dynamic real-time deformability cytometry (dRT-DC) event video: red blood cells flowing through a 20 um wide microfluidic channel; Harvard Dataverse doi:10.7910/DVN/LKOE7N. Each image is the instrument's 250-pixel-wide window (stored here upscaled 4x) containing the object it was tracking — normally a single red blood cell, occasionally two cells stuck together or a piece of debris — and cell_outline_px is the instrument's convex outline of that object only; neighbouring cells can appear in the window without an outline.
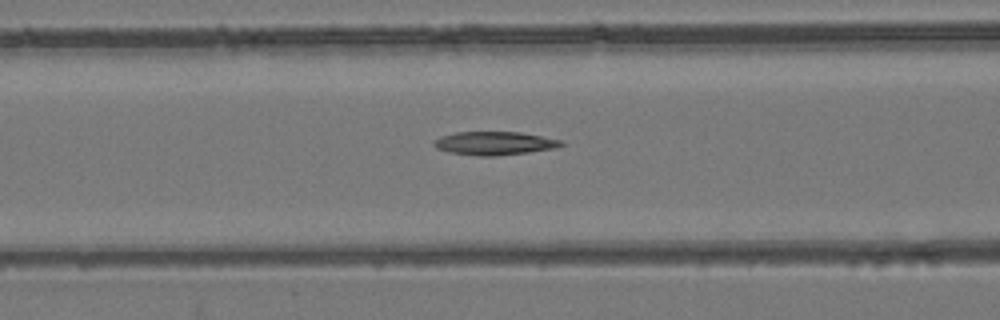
{"species": "common noctule bat (a hibernating species)", "species_latin": "Nyctalus noctula", "temperature_condition": "room temperature", "stored_images_in_passage": 53, "camera_frame_rate_fps": 3000, "um_per_image_px": 0.085, "animal": {"sex": "female", "body_mass_g": 24.6, "forearm_length_mm": 56.2}, "frame": {"image": 1, "passage_image": 21, "time_ms": 6.667, "image_size_px": [1000, 320], "cell_outline_px": [[564, 144], [556, 148], [528, 152], [492, 156], [480, 156], [448, 152], [436, 148], [432, 144], [440, 136], [456, 132], [520, 132], [560, 140]], "centroid_in_image_um": [41.99, 12.18], "position_along_channel_um": 124.6, "area_um2": 17.17}}
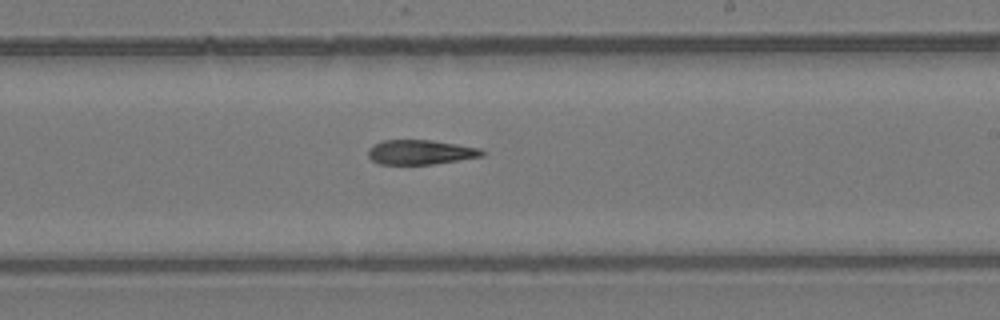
{"frame": {"image": 2, "passage_image": 31, "time_ms": 10.0, "image_size_px": [1000, 320], "cell_outline_px": [[488, 152], [484, 156], [432, 164], [380, 164], [372, 160], [368, 156], [368, 148], [372, 144], [384, 140], [432, 140], [480, 148]], "centroid_in_image_um": [35.75, 12.93], "position_along_channel_um": 253.3, "area_um2": 16.42}}
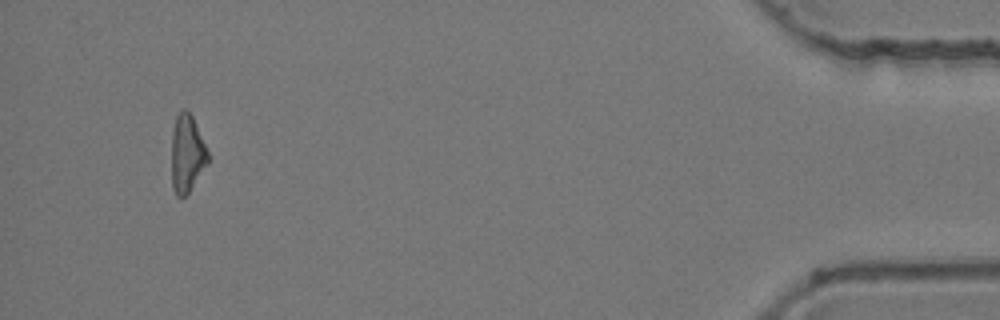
{"frame": {"image": 3, "passage_image": 50, "time_ms": 16.333, "image_size_px": [1000, 320], "cell_outline_px": [[208, 164], [188, 192], [184, 196], [176, 196], [172, 188], [172, 128], [176, 116], [180, 108], [184, 108], [192, 116], [208, 152]], "centroid_in_image_um": [15.88, 13.04], "position_along_channel_um": 419.3, "area_um2": 16.36}}